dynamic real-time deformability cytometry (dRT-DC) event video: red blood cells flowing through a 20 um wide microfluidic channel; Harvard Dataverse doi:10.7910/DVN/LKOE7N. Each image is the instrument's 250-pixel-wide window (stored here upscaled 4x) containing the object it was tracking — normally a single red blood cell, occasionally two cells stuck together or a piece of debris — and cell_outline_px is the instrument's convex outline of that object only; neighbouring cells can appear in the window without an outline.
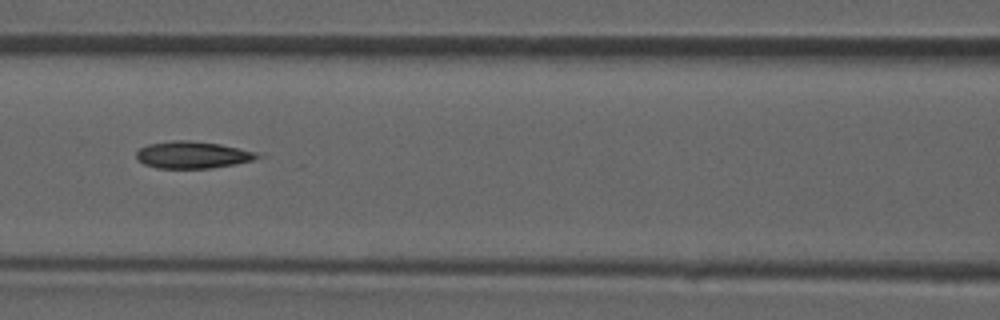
{"species": "common noctule bat (a hibernating species)", "species_latin": "Nyctalus noctula", "temperature_condition": "room temperature", "stored_images_in_passage": 46, "camera_frame_rate_fps": 3000, "um_per_image_px": 0.085, "animal": {"sex": "male", "forearm_length_mm": 52.5}, "frame": {"image": 1, "passage_image": 20, "time_ms": 6.333, "image_size_px": [1000, 320], "cell_outline_px": [[264, 156], [252, 160], [236, 164], [212, 168], [156, 168], [144, 164], [136, 160], [136, 152], [140, 148], [148, 144], [172, 140], [188, 140], [220, 144], [264, 152]], "centroid_in_image_um": [16.44, 13.16], "position_along_channel_um": 150.2, "area_um2": 19.48}}